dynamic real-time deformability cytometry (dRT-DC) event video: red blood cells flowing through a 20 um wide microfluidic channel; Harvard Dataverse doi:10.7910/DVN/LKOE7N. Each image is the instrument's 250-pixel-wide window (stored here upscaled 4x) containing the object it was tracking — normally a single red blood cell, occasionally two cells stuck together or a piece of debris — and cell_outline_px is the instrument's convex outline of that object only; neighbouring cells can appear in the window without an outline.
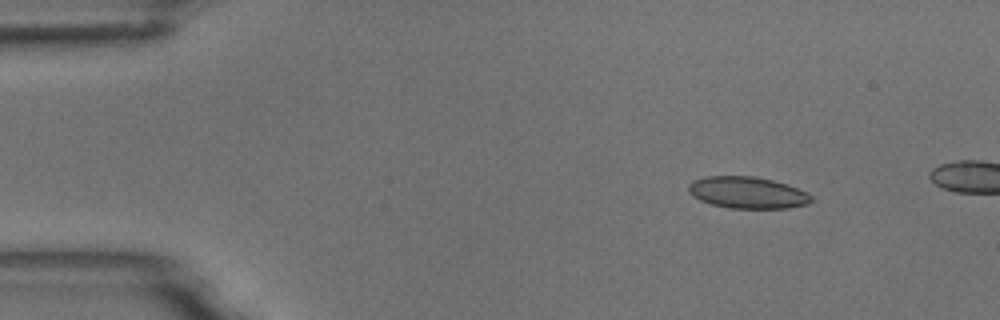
{"species": "common noctule bat (a hibernating species)", "species_latin": "Nyctalus noctula", "temperature_condition": "room temperature", "stored_images_in_passage": 3, "camera_frame_rate_fps": 3000, "um_per_image_px": 0.085, "animal": {"sex": "male", "body_mass_g": 18.8}, "frame": {"image": 1, "passage_image": 1, "time_ms": 0.0, "image_size_px": [1000, 320], "cell_outline_px": [[812, 200], [808, 204], [788, 208], [732, 208], [712, 204], [700, 200], [692, 196], [688, 192], [688, 184], [692, 180], [704, 176], [756, 176], [788, 184], [808, 192], [812, 196]], "centroid_in_image_um": [63.53, 16.36], "position_along_channel_um": 21.5, "area_um2": 22.89}}